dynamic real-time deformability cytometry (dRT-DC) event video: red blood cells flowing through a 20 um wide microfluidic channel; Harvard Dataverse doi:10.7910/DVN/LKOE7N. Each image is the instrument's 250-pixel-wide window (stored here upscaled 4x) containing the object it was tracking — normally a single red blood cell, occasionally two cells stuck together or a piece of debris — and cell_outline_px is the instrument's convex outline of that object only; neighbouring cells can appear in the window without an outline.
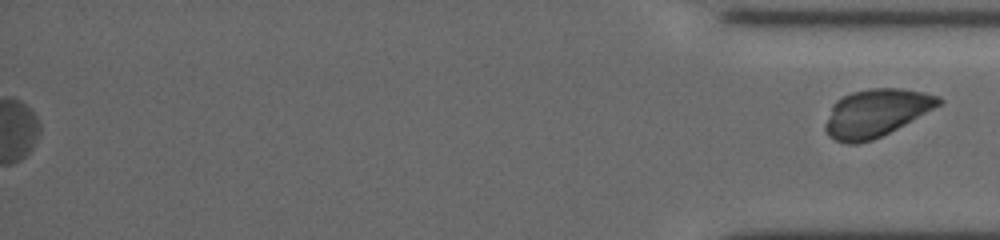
{"species": "common noctule bat (a hibernating species)", "species_latin": "Nyctalus noctula", "temperature_condition": "cold", "stored_images_in_passage": 38, "segment_of_instrument_passage": [2, 2], "camera_frame_rate_fps": 3000, "um_per_image_px": 0.085, "animal": {"sex": "female", "body_mass_g": 19.5, "forearm_length_mm": 54.1}, "frame": {"image": 1, "passage_image": 38, "time_ms": 12.333, "image_size_px": [1000, 240], "cell_outline_px": [[944, 100], [940, 104], [904, 124], [872, 140], [856, 144], [848, 144], [836, 140], [828, 136], [824, 128], [824, 124], [832, 104], [836, 100], [852, 92], [868, 88], [900, 88], [924, 92], [940, 96]], "centroid_in_image_um": [74.42, 9.59], "position_along_channel_um": 360.8, "area_um2": 31.27}}